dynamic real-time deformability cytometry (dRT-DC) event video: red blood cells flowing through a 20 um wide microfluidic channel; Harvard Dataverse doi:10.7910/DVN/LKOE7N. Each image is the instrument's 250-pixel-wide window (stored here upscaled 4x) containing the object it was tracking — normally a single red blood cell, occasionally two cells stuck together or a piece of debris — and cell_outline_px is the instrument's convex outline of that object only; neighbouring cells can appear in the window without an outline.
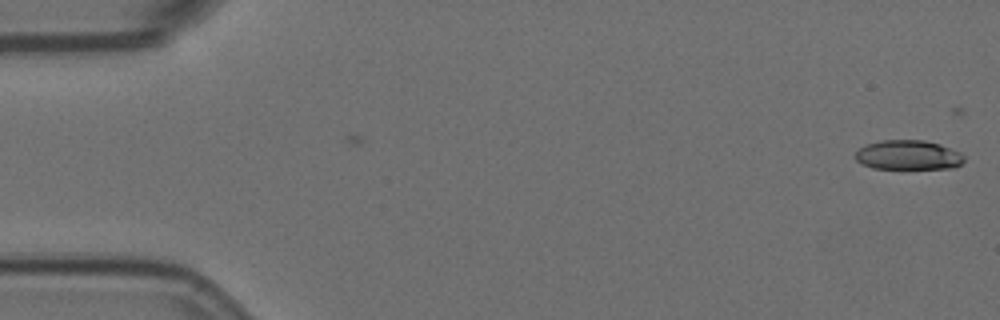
{"species": "Egyptian fruit bat (a non-hibernating species)", "species_latin": "Rousettus aegyptiacus", "temperature_condition": "room temperature", "stored_images_in_passage": 10, "camera_frame_rate_fps": 3000, "um_per_image_px": 0.085, "animal": {"sex": "female"}, "frame": {"image": 1, "passage_image": 10, "time_ms": 3.0, "image_size_px": [1000, 320], "cell_outline_px": [[964, 160], [960, 164], [952, 168], [872, 168], [856, 160], [856, 152], [864, 144], [880, 140], [924, 140], [940, 144], [960, 152], [964, 156]], "centroid_in_image_um": [77.19, 13.16], "position_along_channel_um": 7.8, "area_um2": 18.61}}